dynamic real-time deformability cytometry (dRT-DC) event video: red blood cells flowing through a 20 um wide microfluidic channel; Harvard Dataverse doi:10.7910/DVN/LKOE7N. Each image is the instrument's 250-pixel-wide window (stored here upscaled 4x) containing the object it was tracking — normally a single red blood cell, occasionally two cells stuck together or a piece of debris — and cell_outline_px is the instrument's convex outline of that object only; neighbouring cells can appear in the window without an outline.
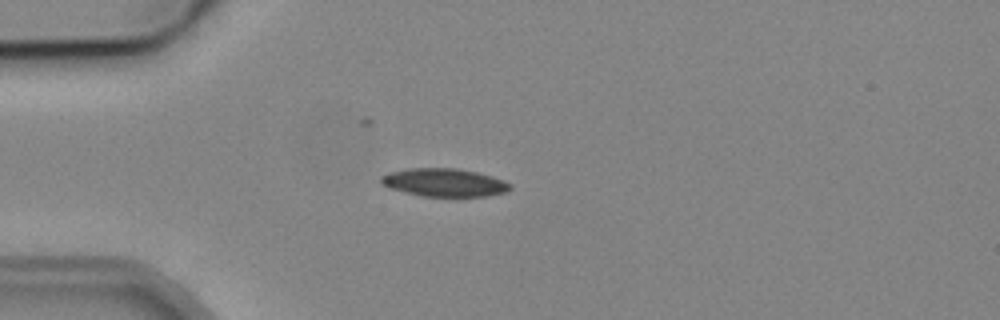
{"species": "common noctule bat (a hibernating species)", "species_latin": "Nyctalus noctula", "temperature_condition": "cold", "stored_images_in_passage": 1, "camera_frame_rate_fps": 3000, "um_per_image_px": 0.085, "animal": {"sex": "male", "body_mass_g": 19.2, "forearm_length_mm": 51.8}, "frame": {"image": 1, "passage_image": 1, "time_ms": 0.0, "image_size_px": [1000, 320], "cell_outline_px": [[512, 188], [508, 192], [488, 196], [424, 196], [392, 188], [384, 184], [380, 180], [380, 176], [388, 172], [408, 168], [456, 168], [476, 172], [492, 176], [504, 180], [512, 184]], "centroid_in_image_um": [37.83, 15.5], "position_along_channel_um": 47.2, "area_um2": 21.04}}